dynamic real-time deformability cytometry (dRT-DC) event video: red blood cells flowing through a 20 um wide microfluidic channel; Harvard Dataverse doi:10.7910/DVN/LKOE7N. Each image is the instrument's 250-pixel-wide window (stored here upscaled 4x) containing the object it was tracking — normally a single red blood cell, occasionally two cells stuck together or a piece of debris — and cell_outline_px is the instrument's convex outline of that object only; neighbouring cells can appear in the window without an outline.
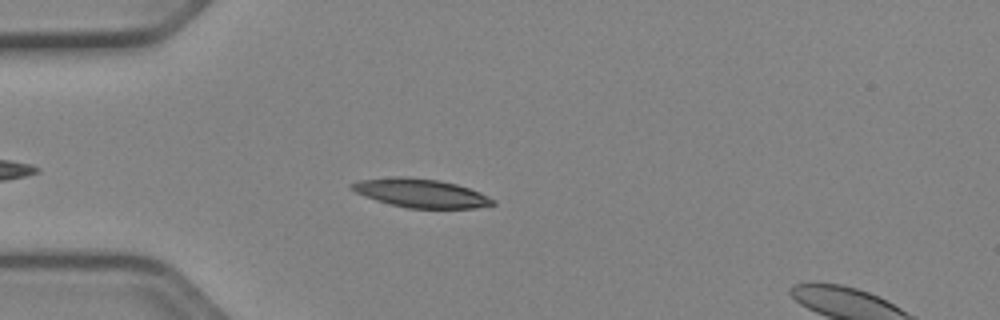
{"species": "Egyptian fruit bat (a non-hibernating species)", "species_latin": "Rousettus aegyptiacus", "temperature_condition": "cold", "stored_images_in_passage": 35, "camera_frame_rate_fps": 3000, "um_per_image_px": 0.085, "animal": {"sex": "female"}, "frame": {"image": 1, "passage_image": 6, "time_ms": 1.667, "image_size_px": [1000, 320], "cell_outline_px": [[496, 204], [476, 208], [408, 208], [376, 200], [364, 196], [348, 188], [348, 184], [360, 180], [392, 176], [408, 176], [440, 180], [456, 184], [480, 192], [496, 200]], "centroid_in_image_um": [35.75, 16.4], "position_along_channel_um": 49.2, "area_um2": 23.76}}
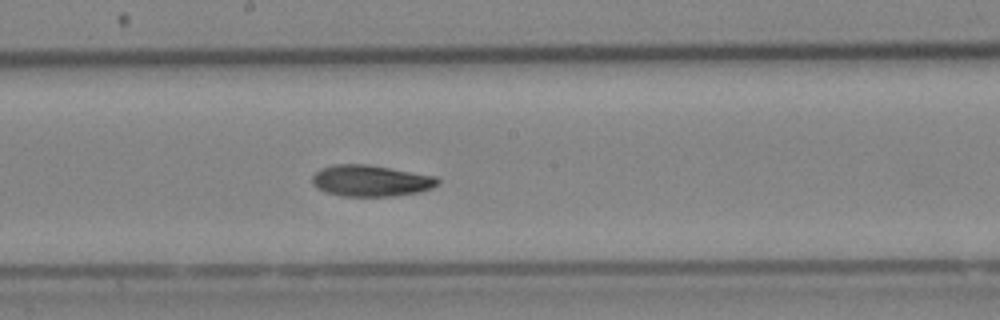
{"frame": {"image": 2, "passage_image": 20, "time_ms": 6.333, "image_size_px": [1000, 320], "cell_outline_px": [[440, 184], [432, 188], [420, 192], [396, 196], [340, 196], [316, 188], [312, 184], [312, 176], [320, 168], [332, 164], [368, 164], [392, 168], [436, 176], [440, 180]], "centroid_in_image_um": [31.53, 15.36], "position_along_channel_um": 216.7, "area_um2": 23.24}}
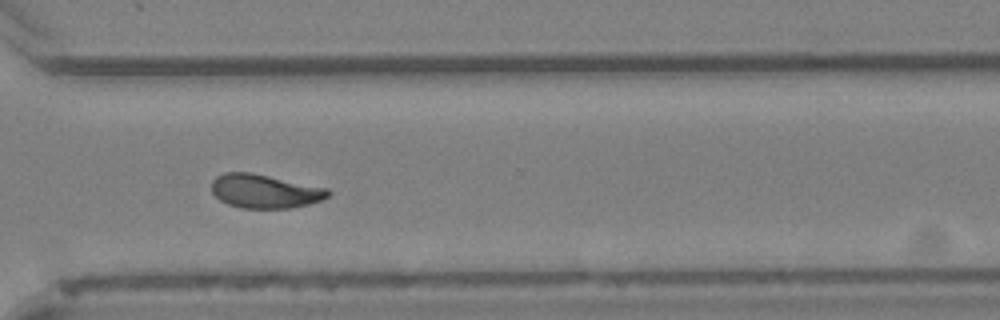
{"frame": {"image": 3, "passage_image": 30, "time_ms": 9.667, "image_size_px": [1000, 320], "cell_outline_px": [[332, 192], [328, 196], [320, 200], [308, 204], [288, 208], [240, 208], [228, 204], [220, 200], [212, 192], [212, 180], [216, 176], [224, 172], [252, 172], [328, 188]], "centroid_in_image_um": [22.49, 16.24], "position_along_channel_um": 348.1, "area_um2": 23.0}, "authors_computed_cell_mechanics": {"area_um2": 22.9466, "velocity_mm_per_s": 3.9219, "shape_relaxation_time_tau1_ms": 9.6604, "shape_relaxation_time_tau2_ms": 4.0895, "deformation_change_tau1": 0.2066, "deformation_change_tau2": 0.1041}}